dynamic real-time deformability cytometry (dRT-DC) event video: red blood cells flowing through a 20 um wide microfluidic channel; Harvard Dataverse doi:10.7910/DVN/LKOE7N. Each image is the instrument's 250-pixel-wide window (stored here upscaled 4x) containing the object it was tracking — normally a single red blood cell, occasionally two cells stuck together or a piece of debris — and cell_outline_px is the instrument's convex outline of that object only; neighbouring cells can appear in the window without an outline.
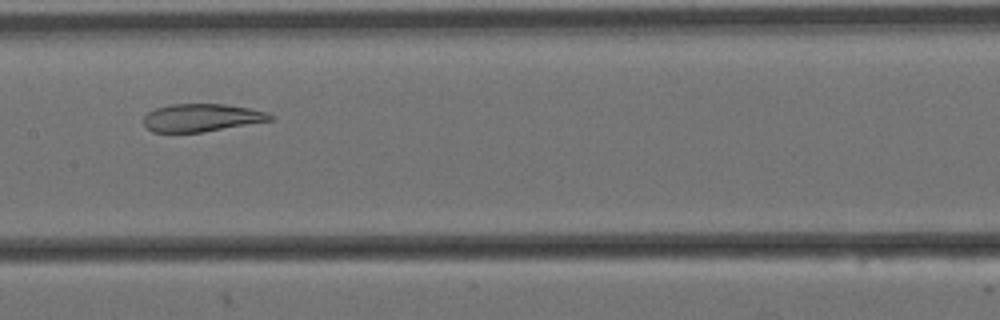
{"species": "Egyptian fruit bat (a non-hibernating species)", "species_latin": "Rousettus aegyptiacus", "temperature_condition": "cold", "stored_images_in_passage": 8, "camera_frame_rate_fps": 3000, "um_per_image_px": 0.085, "animal": {"sex": "female"}, "frame": {"image": 1, "passage_image": 7, "time_ms": 2.0, "image_size_px": [1000, 320], "cell_outline_px": [[276, 116], [272, 120], [204, 132], [152, 132], [144, 124], [144, 116], [148, 112], [156, 108], [172, 104], [224, 104], [252, 108]], "centroid_in_image_um": [17.15, 10.0], "position_along_channel_um": 190.2, "area_um2": 20.46}}
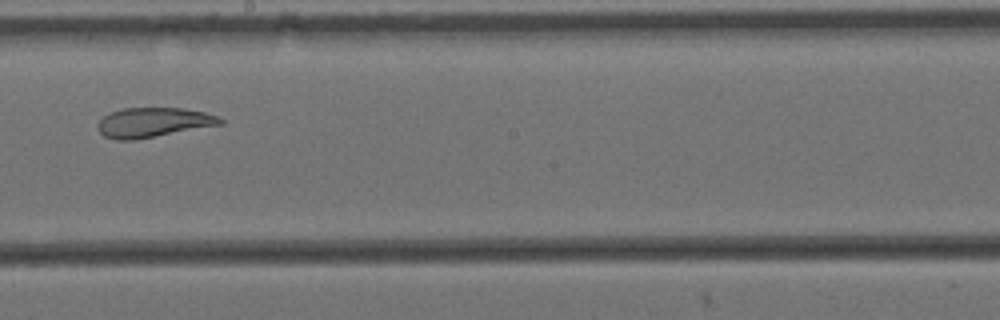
{"frame": {"image": 2, "passage_image": 8, "time_ms": 2.333, "image_size_px": [1000, 320], "cell_outline_px": [[224, 124], [136, 140], [116, 140], [104, 136], [100, 132], [96, 124], [108, 112], [124, 108], [184, 108], [204, 112], [220, 116], [224, 120]], "centroid_in_image_um": [13.05, 10.41], "position_along_channel_um": 235.2, "area_um2": 21.44}}